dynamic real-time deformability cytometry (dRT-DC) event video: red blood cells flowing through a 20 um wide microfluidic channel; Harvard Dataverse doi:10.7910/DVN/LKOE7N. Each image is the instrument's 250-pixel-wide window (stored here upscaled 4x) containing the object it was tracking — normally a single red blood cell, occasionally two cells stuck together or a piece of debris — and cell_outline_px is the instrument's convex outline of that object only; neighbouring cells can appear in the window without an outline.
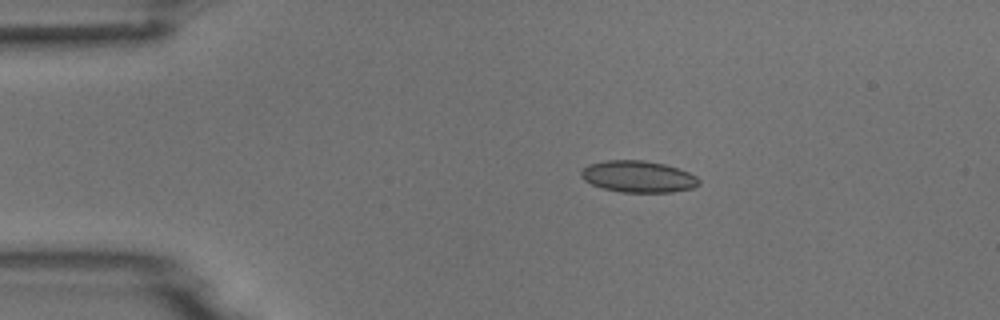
{"species": "common noctule bat (a hibernating species)", "species_latin": "Nyctalus noctula", "temperature_condition": "room temperature", "stored_images_in_passage": 5, "camera_frame_rate_fps": 3000, "um_per_image_px": 0.085, "animal": {"sex": "male", "body_mass_g": 18.8}, "frame": {"image": 1, "passage_image": 2, "time_ms": 1.333, "image_size_px": [1000, 320], "cell_outline_px": [[700, 184], [692, 188], [672, 192], [620, 192], [604, 188], [592, 184], [584, 180], [580, 176], [580, 172], [588, 164], [604, 160], [644, 160], [664, 164], [688, 172], [696, 176], [700, 180]], "centroid_in_image_um": [54.23, 15.0], "position_along_channel_um": 30.8, "area_um2": 21.68}}
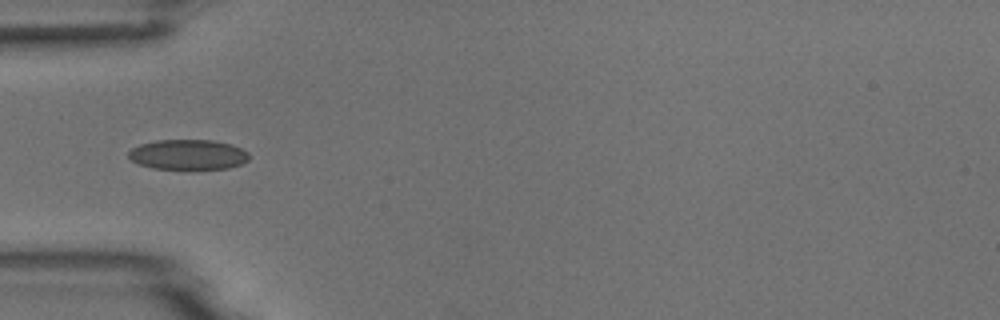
{"frame": {"image": 2, "passage_image": 4, "time_ms": 3.667, "image_size_px": [1000, 320], "cell_outline_px": [[248, 160], [244, 164], [228, 168], [196, 172], [152, 168], [140, 164], [132, 160], [128, 156], [128, 152], [132, 148], [140, 144], [156, 140], [212, 140], [232, 144], [248, 152]], "centroid_in_image_um": [16.02, 13.19], "position_along_channel_um": 69.0, "area_um2": 22.08}}